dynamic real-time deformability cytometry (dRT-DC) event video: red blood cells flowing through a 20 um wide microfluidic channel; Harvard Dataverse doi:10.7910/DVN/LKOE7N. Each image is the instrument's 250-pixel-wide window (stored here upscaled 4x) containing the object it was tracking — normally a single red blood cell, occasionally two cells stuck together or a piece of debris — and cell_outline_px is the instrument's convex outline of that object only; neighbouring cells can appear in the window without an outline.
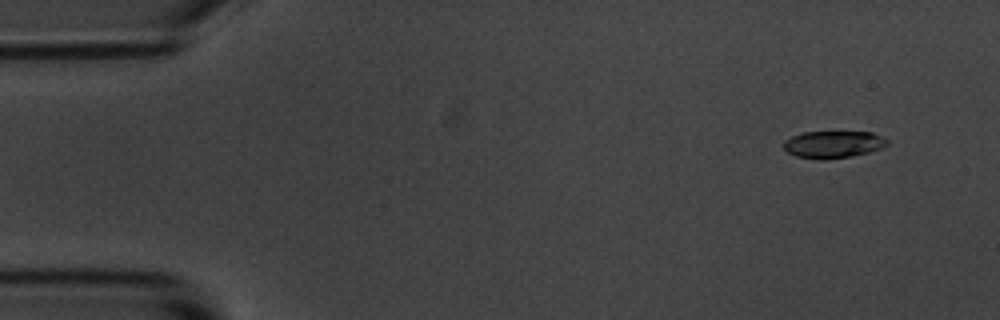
{"species": "common noctule bat (a hibernating species)", "species_latin": "Nyctalus noctula", "temperature_condition": "room temperature", "stored_images_in_passage": 5, "camera_frame_rate_fps": 3000, "um_per_image_px": 0.085, "animal": {"sex": "male", "body_mass_g": 20.1, "forearm_length_mm": 53.5}, "frame": {"image": 1, "passage_image": 1, "time_ms": 0.0, "image_size_px": [1000, 320], "cell_outline_px": [[888, 144], [880, 148], [868, 152], [852, 156], [824, 160], [820, 160], [796, 156], [788, 152], [784, 148], [784, 140], [792, 136], [804, 132], [872, 132], [888, 140]], "centroid_in_image_um": [70.8, 12.28], "position_along_channel_um": 14.2, "area_um2": 16.3}}
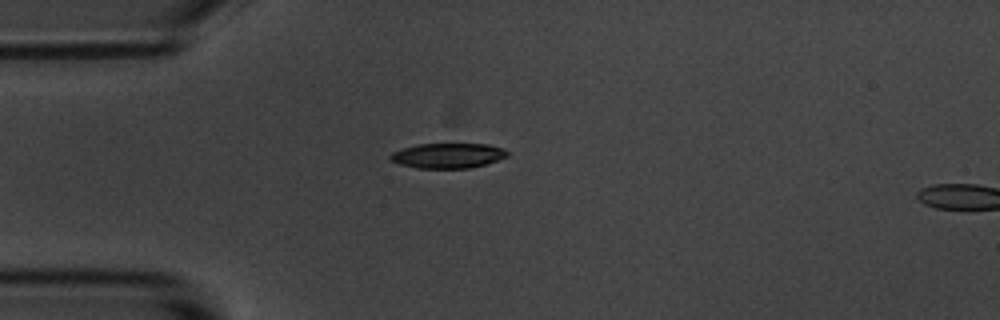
{"frame": {"image": 2, "passage_image": 4, "time_ms": 3.333, "image_size_px": [1000, 320], "cell_outline_px": [[508, 156], [484, 164], [468, 168], [416, 168], [400, 164], [392, 160], [388, 156], [392, 152], [416, 144], [488, 144], [500, 148], [508, 152]], "centroid_in_image_um": [38.03, 13.22], "position_along_channel_um": 47.0, "area_um2": 16.82}}